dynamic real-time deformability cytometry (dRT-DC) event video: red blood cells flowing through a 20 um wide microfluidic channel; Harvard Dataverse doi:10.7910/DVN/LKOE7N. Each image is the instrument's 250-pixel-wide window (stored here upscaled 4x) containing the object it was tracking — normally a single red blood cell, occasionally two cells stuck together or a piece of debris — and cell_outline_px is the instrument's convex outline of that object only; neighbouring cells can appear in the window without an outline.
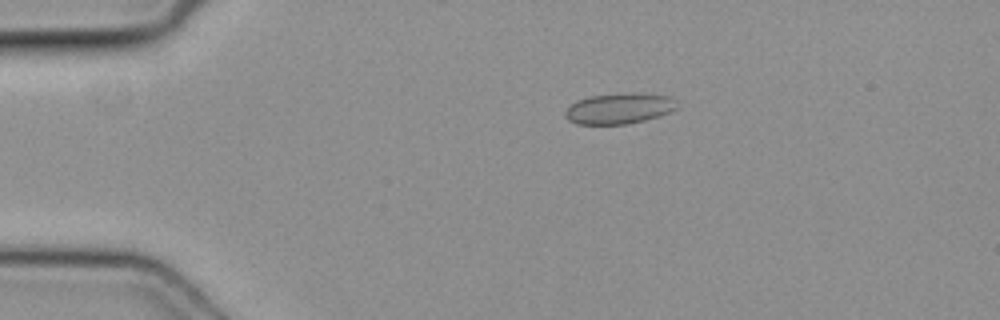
{"species": "common noctule bat (a hibernating species)", "species_latin": "Nyctalus noctula", "temperature_condition": "cold", "stored_images_in_passage": 41, "camera_frame_rate_fps": 3000, "um_per_image_px": 0.085, "animal": {"sex": "female", "body_mass_g": 19.3, "forearm_length_mm": 54.1}, "frame": {"image": 1, "passage_image": 2, "time_ms": 0.333, "image_size_px": [1000, 320], "cell_outline_px": [[680, 104], [672, 112], [660, 116], [644, 120], [624, 124], [576, 124], [568, 120], [564, 116], [564, 112], [576, 100], [588, 96], [672, 96]], "centroid_in_image_um": [52.61, 9.28], "position_along_channel_um": 32.4, "area_um2": 19.13}}
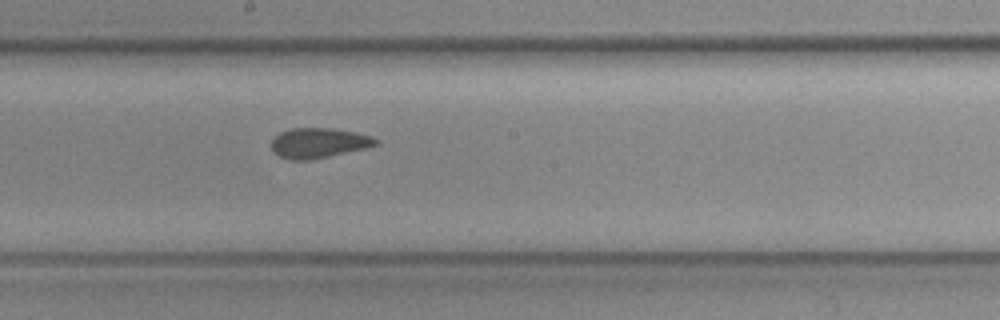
{"frame": {"image": 2, "passage_image": 19, "time_ms": 6.0, "image_size_px": [1000, 320], "cell_outline_px": [[380, 144], [364, 148], [312, 160], [292, 160], [280, 156], [272, 148], [272, 140], [280, 132], [292, 128], [332, 128], [372, 136], [380, 140]], "centroid_in_image_um": [27.11, 12.15], "position_along_channel_um": 221.1, "area_um2": 18.09}}
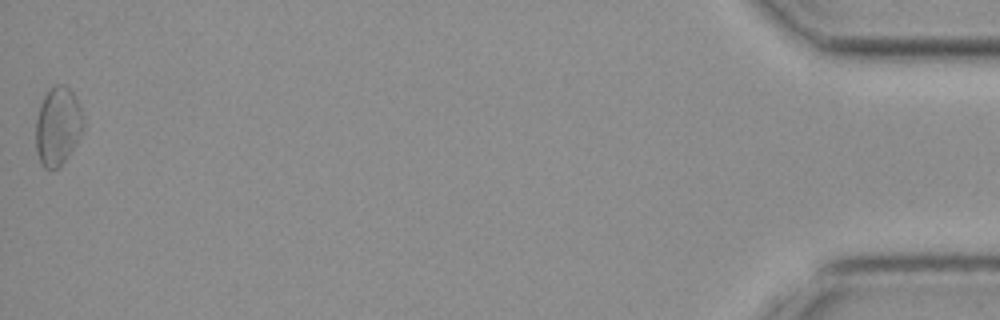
{"frame": {"image": 3, "passage_image": 41, "time_ms": 13.333, "image_size_px": [1000, 320], "cell_outline_px": [[84, 128], [72, 148], [64, 160], [56, 168], [44, 168], [40, 164], [36, 152], [36, 120], [40, 104], [48, 88], [56, 84], [64, 84], [72, 92], [84, 116]], "centroid_in_image_um": [4.89, 10.69], "position_along_channel_um": 430.3, "area_um2": 21.56}}